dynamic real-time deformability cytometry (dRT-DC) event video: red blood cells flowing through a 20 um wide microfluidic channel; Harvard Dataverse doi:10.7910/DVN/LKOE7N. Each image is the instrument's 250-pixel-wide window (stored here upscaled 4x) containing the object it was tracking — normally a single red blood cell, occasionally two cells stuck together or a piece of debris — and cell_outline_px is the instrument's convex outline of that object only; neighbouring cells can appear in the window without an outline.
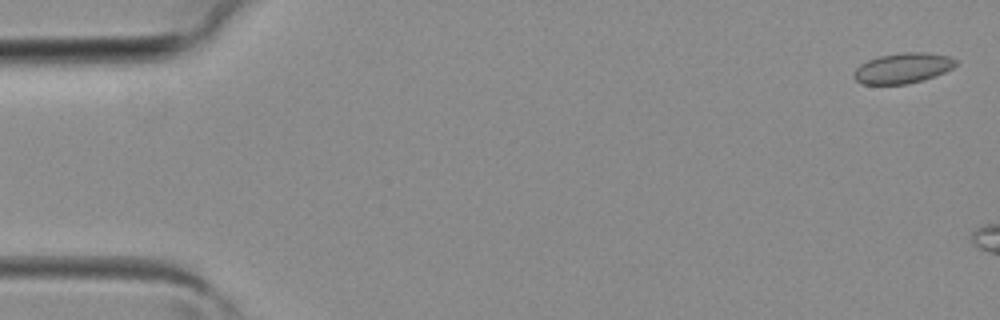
{"species": "common noctule bat (a hibernating species)", "species_latin": "Nyctalus noctula", "temperature_condition": "room temperature", "stored_images_in_passage": 3, "camera_frame_rate_fps": 3000, "um_per_image_px": 0.085, "animal": {"sex": "female", "body_mass_g": 19.3, "forearm_length_mm": 54.1}, "frame": {"image": 1, "passage_image": 1, "time_ms": 0.0, "image_size_px": [1000, 320], "cell_outline_px": [[956, 64], [952, 68], [944, 72], [924, 80], [908, 84], [864, 84], [856, 80], [852, 76], [856, 68], [860, 64], [868, 60], [880, 56], [904, 52], [924, 52], [948, 56], [956, 60]], "centroid_in_image_um": [76.72, 5.79], "position_along_channel_um": 8.3, "area_um2": 17.92}}